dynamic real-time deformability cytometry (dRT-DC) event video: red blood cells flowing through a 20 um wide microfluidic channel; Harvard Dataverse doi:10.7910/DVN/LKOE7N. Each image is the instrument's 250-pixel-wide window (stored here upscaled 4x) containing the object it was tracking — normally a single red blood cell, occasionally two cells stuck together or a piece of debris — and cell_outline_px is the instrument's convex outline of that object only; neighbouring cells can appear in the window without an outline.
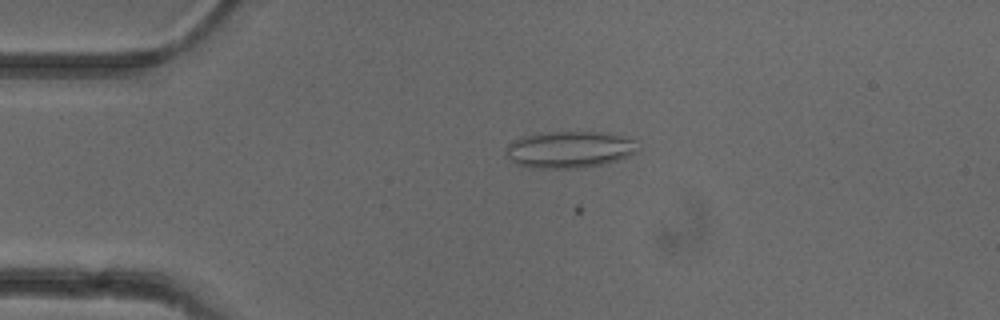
{"species": "common noctule bat (a hibernating species)", "species_latin": "Nyctalus noctula", "temperature_condition": "cold", "stored_images_in_passage": 35, "camera_frame_rate_fps": 3000, "um_per_image_px": 0.085, "animal": {"sex": "female"}, "frame": {"image": 1, "passage_image": 11, "time_ms": 3.333, "image_size_px": [1000, 320], "cell_outline_px": [[640, 148], [636, 152], [628, 156], [604, 164], [580, 168], [528, 168], [512, 160], [508, 156], [508, 144], [512, 140], [536, 132], [600, 132], [620, 136], [632, 140]], "centroid_in_image_um": [48.39, 12.71], "position_along_channel_um": 36.6, "area_um2": 28.03}}
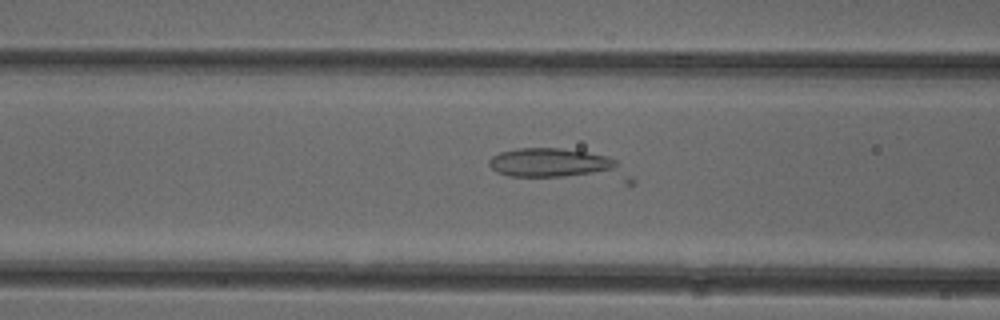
{"frame": {"image": 2, "passage_image": 20, "time_ms": 6.333, "image_size_px": [1000, 320], "cell_outline_px": [[636, 180], [632, 184], [628, 184], [508, 176], [496, 172], [488, 164], [488, 160], [492, 156], [500, 152], [516, 148], [560, 148], [608, 156], [616, 160]], "centroid_in_image_um": [47.58, 14.07], "position_along_channel_um": 119.0, "area_um2": 27.17}}